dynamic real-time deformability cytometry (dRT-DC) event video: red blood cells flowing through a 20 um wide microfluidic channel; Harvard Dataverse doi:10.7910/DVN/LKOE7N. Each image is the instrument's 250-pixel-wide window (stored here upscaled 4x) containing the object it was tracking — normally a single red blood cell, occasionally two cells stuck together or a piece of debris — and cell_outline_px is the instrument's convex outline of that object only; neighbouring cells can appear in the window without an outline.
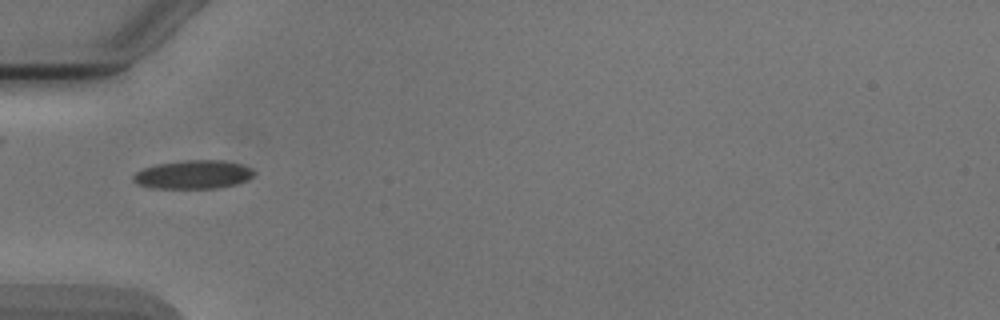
{"species": "Egyptian fruit bat (a non-hibernating species)", "species_latin": "Rousettus aegyptiacus", "temperature_condition": "cold", "stored_images_in_passage": 3, "camera_frame_rate_fps": 3000, "um_per_image_px": 0.085, "animal": {"sex": "male"}, "frame": {"image": 1, "passage_image": 1, "time_ms": 0.0, "image_size_px": [1000, 320], "cell_outline_px": [[256, 172], [248, 180], [236, 184], [216, 188], [152, 188], [136, 184], [132, 180], [132, 176], [136, 172], [144, 168], [156, 164], [184, 160], [220, 160], [240, 164], [252, 168]], "centroid_in_image_um": [16.41, 14.84], "position_along_channel_um": 68.6, "area_um2": 20.17}}
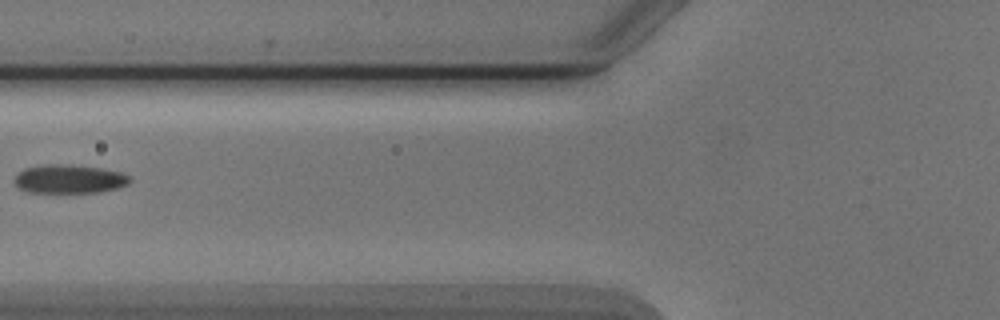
{"frame": {"image": 2, "passage_image": 2, "time_ms": 1.333, "image_size_px": [1000, 320], "cell_outline_px": [[132, 180], [128, 184], [116, 188], [100, 192], [24, 192], [16, 188], [12, 180], [24, 168], [44, 164], [68, 164], [100, 168], [120, 172], [128, 176]], "centroid_in_image_um": [5.82, 15.21], "position_along_channel_um": 120.0, "area_um2": 19.42}}
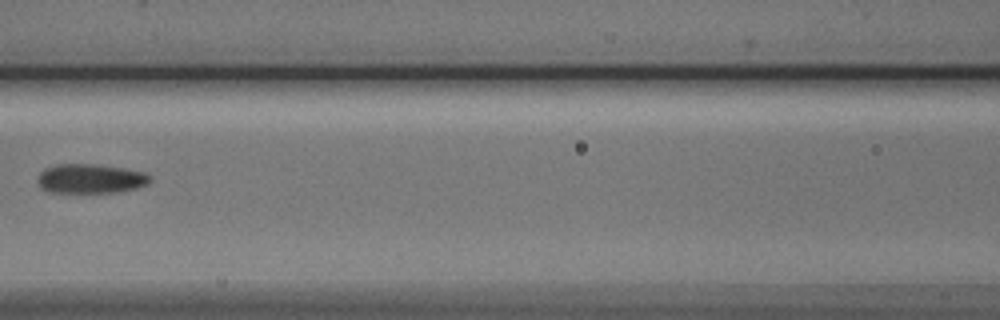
{"frame": {"image": 3, "passage_image": 3, "time_ms": 2.333, "image_size_px": [1000, 320], "cell_outline_px": [[152, 180], [148, 184], [136, 188], [116, 192], [48, 192], [40, 188], [36, 180], [40, 172], [44, 168], [56, 164], [96, 164], [124, 168], [144, 172], [152, 176]], "centroid_in_image_um": [7.68, 15.18], "position_along_channel_um": 158.9, "area_um2": 19.48}}